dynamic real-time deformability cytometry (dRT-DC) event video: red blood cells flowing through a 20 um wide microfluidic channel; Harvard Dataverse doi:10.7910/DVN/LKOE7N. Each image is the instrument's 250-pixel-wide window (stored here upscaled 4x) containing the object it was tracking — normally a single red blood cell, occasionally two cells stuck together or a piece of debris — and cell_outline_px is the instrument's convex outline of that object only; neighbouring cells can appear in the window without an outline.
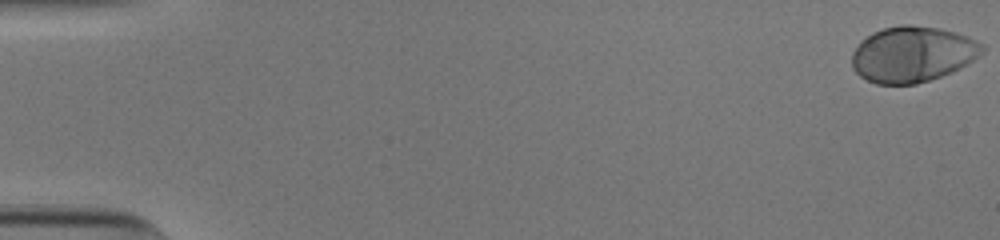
{"species": "human", "species_latin": "Homo sapiens", "temperature_condition": "cold", "stored_images_in_passage": 46, "camera_frame_rate_fps": 3000, "um_per_image_px": 0.085, "donor": {"sex": "male"}, "frame": {"image": 1, "passage_image": 1, "time_ms": 0.0, "image_size_px": [1000, 240], "cell_outline_px": [[984, 52], [980, 56], [960, 68], [952, 72], [916, 84], [876, 84], [860, 76], [852, 68], [852, 52], [860, 40], [872, 32], [884, 28], [900, 24], [912, 24], [940, 28], [956, 32], [968, 36], [984, 44]], "centroid_in_image_um": [77.57, 4.59], "position_along_channel_um": 7.4, "area_um2": 42.77}}
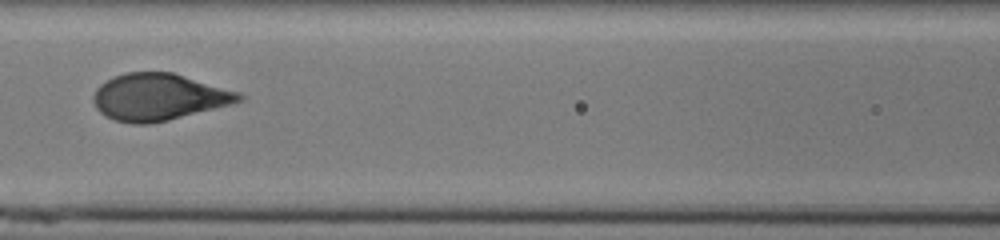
{"frame": {"image": 2, "passage_image": 26, "time_ms": 8.333, "image_size_px": [1000, 240], "cell_outline_px": [[244, 100], [232, 104], [168, 120], [148, 124], [132, 124], [116, 120], [104, 116], [96, 108], [92, 100], [92, 96], [96, 88], [100, 84], [124, 72], [172, 72], [240, 92], [244, 96]], "centroid_in_image_um": [13.48, 8.25], "position_along_channel_um": 153.1, "area_um2": 39.77}}
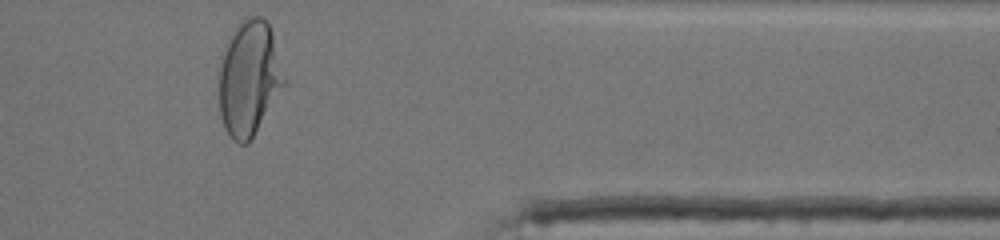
{"frame": {"image": 3, "passage_image": 46, "time_ms": 15.0, "image_size_px": [1000, 240], "cell_outline_px": [[288, 84], [248, 144], [240, 144], [232, 140], [224, 128], [220, 112], [220, 68], [224, 52], [228, 40], [236, 24], [240, 20], [252, 16], [260, 16], [268, 24], [272, 32], [288, 80]], "centroid_in_image_um": [21.24, 6.68], "position_along_channel_um": 390.2, "area_um2": 44.22}, "authors_computed_cell_mechanics": {"area_um2": 40.6334, "velocity_mm_per_s": 3.8056, "shape_relaxation_time_tau1_ms": 3.9244, "shape_relaxation_time_tau2_ms": null, "deformation_change_tau1": 0.2084, "deformation_change_tau2": null}}